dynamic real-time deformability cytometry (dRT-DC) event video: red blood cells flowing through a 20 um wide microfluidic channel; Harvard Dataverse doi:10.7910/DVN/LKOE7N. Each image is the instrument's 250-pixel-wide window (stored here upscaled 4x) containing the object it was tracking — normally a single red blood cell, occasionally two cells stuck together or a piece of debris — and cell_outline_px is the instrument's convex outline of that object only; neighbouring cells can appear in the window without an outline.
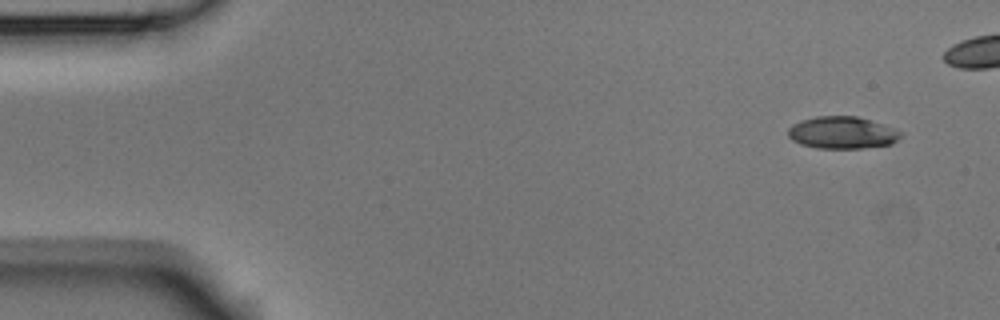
{"species": "Egyptian fruit bat (a non-hibernating species)", "species_latin": "Rousettus aegyptiacus", "temperature_condition": "room temperature", "stored_images_in_passage": 7, "camera_frame_rate_fps": 3000, "um_per_image_px": 0.085, "animal": {"sex": "male"}, "frame": {"image": 1, "passage_image": 1, "time_ms": 0.0, "image_size_px": [1000, 320], "cell_outline_px": [[904, 132], [892, 144], [860, 148], [816, 148], [800, 144], [792, 140], [788, 136], [788, 128], [792, 124], [800, 120], [816, 116], [856, 116]], "centroid_in_image_um": [71.53, 11.28], "position_along_channel_um": 13.5, "area_um2": 20.98}}
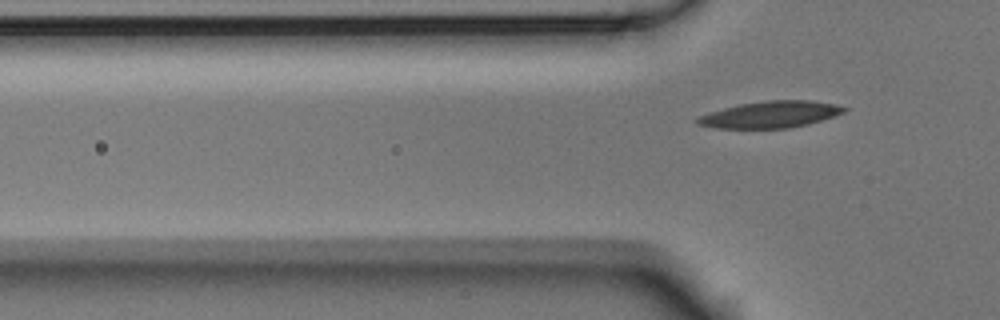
{"frame": {"image": 2, "passage_image": 7, "time_ms": 2.0, "image_size_px": [1000, 320], "cell_outline_px": [[848, 108], [844, 112], [808, 124], [788, 128], [716, 128], [696, 124], [692, 120], [700, 116], [724, 108], [740, 104], [768, 100], [812, 100], [836, 104]], "centroid_in_image_um": [65.48, 9.73], "position_along_channel_um": 60.3, "area_um2": 22.6}}